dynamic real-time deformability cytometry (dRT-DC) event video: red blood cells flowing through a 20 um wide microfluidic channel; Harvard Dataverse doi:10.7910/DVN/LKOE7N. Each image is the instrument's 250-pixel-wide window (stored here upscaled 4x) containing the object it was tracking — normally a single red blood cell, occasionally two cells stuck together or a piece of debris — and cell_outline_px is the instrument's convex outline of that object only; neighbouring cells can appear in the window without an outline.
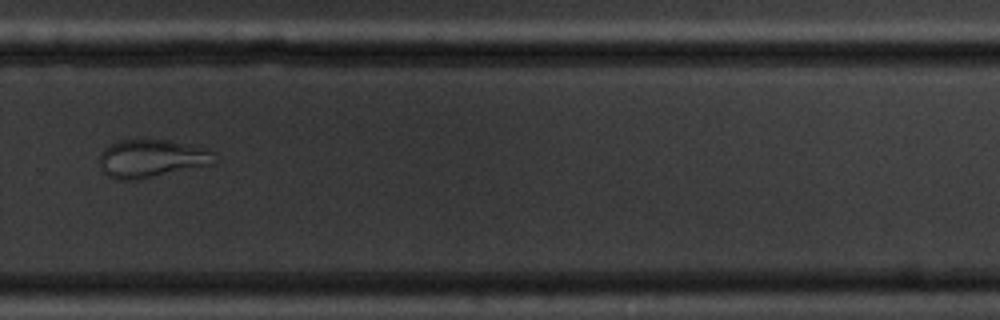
{"species": "common noctule bat (a hibernating species)", "species_latin": "Nyctalus noctula", "temperature_condition": "cold", "stored_images_in_passage": 12, "camera_frame_rate_fps": 3000, "um_per_image_px": 0.085, "animal": {"sex": "male", "body_mass_g": 20.1, "forearm_length_mm": 53.5}, "frame": {"image": 1, "passage_image": 12, "time_ms": 13.667, "image_size_px": [1000, 320], "cell_outline_px": [[216, 164], [140, 180], [116, 180], [108, 176], [104, 172], [100, 164], [100, 156], [104, 148], [120, 140], [172, 140], [208, 148], [212, 152]], "centroid_in_image_um": [12.93, 13.49], "position_along_channel_um": 316.9, "area_um2": 25.84}}